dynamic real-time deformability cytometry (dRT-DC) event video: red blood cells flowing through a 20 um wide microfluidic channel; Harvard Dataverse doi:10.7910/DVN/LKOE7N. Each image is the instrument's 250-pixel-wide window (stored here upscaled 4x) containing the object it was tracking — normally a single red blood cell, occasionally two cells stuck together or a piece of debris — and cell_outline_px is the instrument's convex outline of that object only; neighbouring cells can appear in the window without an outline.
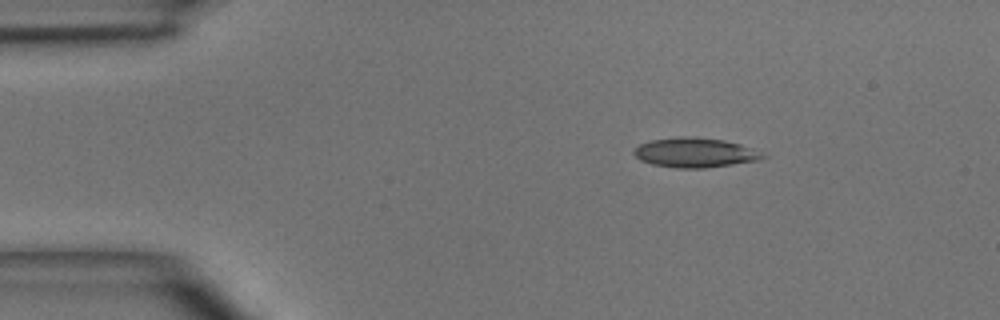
{"species": "common noctule bat (a hibernating species)", "species_latin": "Nyctalus noctula", "temperature_condition": "room temperature", "stored_images_in_passage": 4, "camera_frame_rate_fps": 3000, "um_per_image_px": 0.085, "animal": {"sex": "male", "body_mass_g": 15.6}, "frame": {"image": 1, "passage_image": 1, "time_ms": 0.0, "image_size_px": [1000, 320], "cell_outline_px": [[768, 156], [764, 160], [704, 168], [676, 168], [652, 164], [640, 160], [632, 152], [640, 144], [648, 140], [680, 136], [684, 136], [724, 140], [740, 144], [768, 152]], "centroid_in_image_um": [59.17, 12.97], "position_along_channel_um": 25.8, "area_um2": 22.66}}
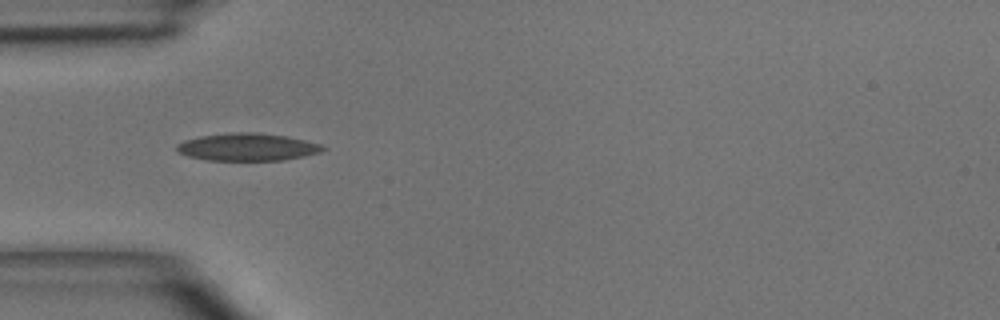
{"frame": {"image": 2, "passage_image": 3, "time_ms": 2.333, "image_size_px": [1000, 320], "cell_outline_px": [[328, 148], [320, 152], [304, 156], [284, 160], [208, 160], [188, 156], [180, 152], [176, 148], [176, 144], [184, 140], [200, 136], [232, 132], [256, 132], [288, 136], [320, 144]], "centroid_in_image_um": [21.04, 12.49], "position_along_channel_um": 64.0, "area_um2": 23.41}}